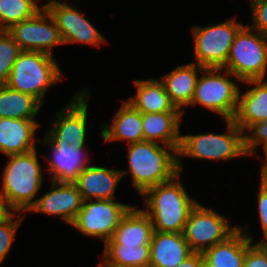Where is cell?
I'll list each match as a JSON object with an SVG mask.
<instances>
[{"label":"cell","instance_id":"cell-1","mask_svg":"<svg viewBox=\"0 0 267 267\" xmlns=\"http://www.w3.org/2000/svg\"><path fill=\"white\" fill-rule=\"evenodd\" d=\"M128 170H120L122 177L130 174L132 186L142 195L147 189L166 183L179 174L178 155L174 147L142 141L129 144Z\"/></svg>","mask_w":267,"mask_h":267},{"label":"cell","instance_id":"cell-2","mask_svg":"<svg viewBox=\"0 0 267 267\" xmlns=\"http://www.w3.org/2000/svg\"><path fill=\"white\" fill-rule=\"evenodd\" d=\"M180 175L147 189L141 195L145 198V208L141 209L150 217L153 231L182 233L191 209L198 203L189 197Z\"/></svg>","mask_w":267,"mask_h":267},{"label":"cell","instance_id":"cell-3","mask_svg":"<svg viewBox=\"0 0 267 267\" xmlns=\"http://www.w3.org/2000/svg\"><path fill=\"white\" fill-rule=\"evenodd\" d=\"M1 191L15 212H26L35 203L34 199L42 187L43 169L39 163L37 148L7 156Z\"/></svg>","mask_w":267,"mask_h":267},{"label":"cell","instance_id":"cell-4","mask_svg":"<svg viewBox=\"0 0 267 267\" xmlns=\"http://www.w3.org/2000/svg\"><path fill=\"white\" fill-rule=\"evenodd\" d=\"M63 76L53 55L21 51L5 85L12 90L32 95L43 104L50 86L57 84Z\"/></svg>","mask_w":267,"mask_h":267},{"label":"cell","instance_id":"cell-5","mask_svg":"<svg viewBox=\"0 0 267 267\" xmlns=\"http://www.w3.org/2000/svg\"><path fill=\"white\" fill-rule=\"evenodd\" d=\"M227 132L181 135L177 151L178 170L182 172V160L185 156L194 159L211 161H230L248 157L244 150V132L233 122L225 120ZM184 156V157H183Z\"/></svg>","mask_w":267,"mask_h":267},{"label":"cell","instance_id":"cell-6","mask_svg":"<svg viewBox=\"0 0 267 267\" xmlns=\"http://www.w3.org/2000/svg\"><path fill=\"white\" fill-rule=\"evenodd\" d=\"M230 71L238 82L266 79L267 36L244 25L236 34L228 60L223 67Z\"/></svg>","mask_w":267,"mask_h":267},{"label":"cell","instance_id":"cell-7","mask_svg":"<svg viewBox=\"0 0 267 267\" xmlns=\"http://www.w3.org/2000/svg\"><path fill=\"white\" fill-rule=\"evenodd\" d=\"M201 74L190 106L199 104L224 120H233L240 88L232 80L238 78L224 68H204Z\"/></svg>","mask_w":267,"mask_h":267},{"label":"cell","instance_id":"cell-8","mask_svg":"<svg viewBox=\"0 0 267 267\" xmlns=\"http://www.w3.org/2000/svg\"><path fill=\"white\" fill-rule=\"evenodd\" d=\"M243 26L236 16L210 26H192L194 63L203 68H223L234 38Z\"/></svg>","mask_w":267,"mask_h":267},{"label":"cell","instance_id":"cell-9","mask_svg":"<svg viewBox=\"0 0 267 267\" xmlns=\"http://www.w3.org/2000/svg\"><path fill=\"white\" fill-rule=\"evenodd\" d=\"M83 89L78 90L71 101L54 115L56 119L45 135L53 146L86 147L90 89Z\"/></svg>","mask_w":267,"mask_h":267},{"label":"cell","instance_id":"cell-10","mask_svg":"<svg viewBox=\"0 0 267 267\" xmlns=\"http://www.w3.org/2000/svg\"><path fill=\"white\" fill-rule=\"evenodd\" d=\"M238 226H231L228 219L199 202L191 209L182 232L193 252L203 253L206 249L224 241Z\"/></svg>","mask_w":267,"mask_h":267},{"label":"cell","instance_id":"cell-11","mask_svg":"<svg viewBox=\"0 0 267 267\" xmlns=\"http://www.w3.org/2000/svg\"><path fill=\"white\" fill-rule=\"evenodd\" d=\"M131 207L116 200H85L71 226L84 236L100 239L105 244Z\"/></svg>","mask_w":267,"mask_h":267},{"label":"cell","instance_id":"cell-12","mask_svg":"<svg viewBox=\"0 0 267 267\" xmlns=\"http://www.w3.org/2000/svg\"><path fill=\"white\" fill-rule=\"evenodd\" d=\"M7 32L21 51H37L53 55V48L64 45L57 24L45 7L32 18L13 25Z\"/></svg>","mask_w":267,"mask_h":267},{"label":"cell","instance_id":"cell-13","mask_svg":"<svg viewBox=\"0 0 267 267\" xmlns=\"http://www.w3.org/2000/svg\"><path fill=\"white\" fill-rule=\"evenodd\" d=\"M43 5L54 18L63 44L82 43L99 47L106 42L101 32L71 4L49 0Z\"/></svg>","mask_w":267,"mask_h":267},{"label":"cell","instance_id":"cell-14","mask_svg":"<svg viewBox=\"0 0 267 267\" xmlns=\"http://www.w3.org/2000/svg\"><path fill=\"white\" fill-rule=\"evenodd\" d=\"M50 189L38 197L27 211L59 216L65 223L71 225L83 203L77 186L70 182H50Z\"/></svg>","mask_w":267,"mask_h":267},{"label":"cell","instance_id":"cell-15","mask_svg":"<svg viewBox=\"0 0 267 267\" xmlns=\"http://www.w3.org/2000/svg\"><path fill=\"white\" fill-rule=\"evenodd\" d=\"M41 142L45 146L49 145L48 147L52 150L53 156H44V161H47L49 165L45 170L52 175L51 181L53 182L73 183L78 175L90 165L86 147L53 146L46 138Z\"/></svg>","mask_w":267,"mask_h":267},{"label":"cell","instance_id":"cell-16","mask_svg":"<svg viewBox=\"0 0 267 267\" xmlns=\"http://www.w3.org/2000/svg\"><path fill=\"white\" fill-rule=\"evenodd\" d=\"M121 171L89 165L73 182L85 200H114L116 187L122 179Z\"/></svg>","mask_w":267,"mask_h":267},{"label":"cell","instance_id":"cell-17","mask_svg":"<svg viewBox=\"0 0 267 267\" xmlns=\"http://www.w3.org/2000/svg\"><path fill=\"white\" fill-rule=\"evenodd\" d=\"M40 123L32 119L0 118V152L5 156L36 149V131Z\"/></svg>","mask_w":267,"mask_h":267},{"label":"cell","instance_id":"cell-18","mask_svg":"<svg viewBox=\"0 0 267 267\" xmlns=\"http://www.w3.org/2000/svg\"><path fill=\"white\" fill-rule=\"evenodd\" d=\"M243 83L253 86L245 93L239 90L233 122L245 132L252 124L267 121V80H248Z\"/></svg>","mask_w":267,"mask_h":267},{"label":"cell","instance_id":"cell-19","mask_svg":"<svg viewBox=\"0 0 267 267\" xmlns=\"http://www.w3.org/2000/svg\"><path fill=\"white\" fill-rule=\"evenodd\" d=\"M246 229L248 226H238L224 241L206 249L202 253L204 260L211 267H244L246 250L254 237Z\"/></svg>","mask_w":267,"mask_h":267},{"label":"cell","instance_id":"cell-20","mask_svg":"<svg viewBox=\"0 0 267 267\" xmlns=\"http://www.w3.org/2000/svg\"><path fill=\"white\" fill-rule=\"evenodd\" d=\"M203 69L194 62H188L173 68L160 79L171 102L183 113L185 112L184 108L191 105L199 77L198 73L201 74Z\"/></svg>","mask_w":267,"mask_h":267},{"label":"cell","instance_id":"cell-21","mask_svg":"<svg viewBox=\"0 0 267 267\" xmlns=\"http://www.w3.org/2000/svg\"><path fill=\"white\" fill-rule=\"evenodd\" d=\"M192 253L182 233L153 231L149 267H178Z\"/></svg>","mask_w":267,"mask_h":267},{"label":"cell","instance_id":"cell-22","mask_svg":"<svg viewBox=\"0 0 267 267\" xmlns=\"http://www.w3.org/2000/svg\"><path fill=\"white\" fill-rule=\"evenodd\" d=\"M101 137L105 142L126 141L133 144L144 141L142 128V113L136 110L128 101L122 102L119 110L113 117L111 125H100Z\"/></svg>","mask_w":267,"mask_h":267},{"label":"cell","instance_id":"cell-23","mask_svg":"<svg viewBox=\"0 0 267 267\" xmlns=\"http://www.w3.org/2000/svg\"><path fill=\"white\" fill-rule=\"evenodd\" d=\"M183 112L142 113L144 141L174 147L180 146V122Z\"/></svg>","mask_w":267,"mask_h":267},{"label":"cell","instance_id":"cell-24","mask_svg":"<svg viewBox=\"0 0 267 267\" xmlns=\"http://www.w3.org/2000/svg\"><path fill=\"white\" fill-rule=\"evenodd\" d=\"M152 233L150 217L141 208L133 205L121 219L112 238L105 244H124L130 247L150 244Z\"/></svg>","mask_w":267,"mask_h":267},{"label":"cell","instance_id":"cell-25","mask_svg":"<svg viewBox=\"0 0 267 267\" xmlns=\"http://www.w3.org/2000/svg\"><path fill=\"white\" fill-rule=\"evenodd\" d=\"M136 95L128 98V101L141 113L182 112L171 102L164 84L160 79L134 80Z\"/></svg>","mask_w":267,"mask_h":267},{"label":"cell","instance_id":"cell-26","mask_svg":"<svg viewBox=\"0 0 267 267\" xmlns=\"http://www.w3.org/2000/svg\"><path fill=\"white\" fill-rule=\"evenodd\" d=\"M42 103L34 96L0 85V118L35 120Z\"/></svg>","mask_w":267,"mask_h":267},{"label":"cell","instance_id":"cell-27","mask_svg":"<svg viewBox=\"0 0 267 267\" xmlns=\"http://www.w3.org/2000/svg\"><path fill=\"white\" fill-rule=\"evenodd\" d=\"M103 260L97 267H149L150 244L137 247L124 244H104Z\"/></svg>","mask_w":267,"mask_h":267},{"label":"cell","instance_id":"cell-28","mask_svg":"<svg viewBox=\"0 0 267 267\" xmlns=\"http://www.w3.org/2000/svg\"><path fill=\"white\" fill-rule=\"evenodd\" d=\"M37 2L38 0H0V29L7 31L13 25L32 18L44 7Z\"/></svg>","mask_w":267,"mask_h":267},{"label":"cell","instance_id":"cell-29","mask_svg":"<svg viewBox=\"0 0 267 267\" xmlns=\"http://www.w3.org/2000/svg\"><path fill=\"white\" fill-rule=\"evenodd\" d=\"M21 49L7 31L0 32V85L6 83Z\"/></svg>","mask_w":267,"mask_h":267},{"label":"cell","instance_id":"cell-30","mask_svg":"<svg viewBox=\"0 0 267 267\" xmlns=\"http://www.w3.org/2000/svg\"><path fill=\"white\" fill-rule=\"evenodd\" d=\"M21 212H15L11 217L0 221V264L4 261L14 242L19 225L24 220ZM17 216V217H16ZM14 217L17 218L14 220Z\"/></svg>","mask_w":267,"mask_h":267},{"label":"cell","instance_id":"cell-31","mask_svg":"<svg viewBox=\"0 0 267 267\" xmlns=\"http://www.w3.org/2000/svg\"><path fill=\"white\" fill-rule=\"evenodd\" d=\"M259 145L264 152L267 150V121L254 123L244 132V150L248 157L257 153Z\"/></svg>","mask_w":267,"mask_h":267},{"label":"cell","instance_id":"cell-32","mask_svg":"<svg viewBox=\"0 0 267 267\" xmlns=\"http://www.w3.org/2000/svg\"><path fill=\"white\" fill-rule=\"evenodd\" d=\"M244 267H267V243H252L248 247Z\"/></svg>","mask_w":267,"mask_h":267},{"label":"cell","instance_id":"cell-33","mask_svg":"<svg viewBox=\"0 0 267 267\" xmlns=\"http://www.w3.org/2000/svg\"><path fill=\"white\" fill-rule=\"evenodd\" d=\"M250 5L253 24L248 26L267 36V0H256Z\"/></svg>","mask_w":267,"mask_h":267},{"label":"cell","instance_id":"cell-34","mask_svg":"<svg viewBox=\"0 0 267 267\" xmlns=\"http://www.w3.org/2000/svg\"><path fill=\"white\" fill-rule=\"evenodd\" d=\"M260 180V187L258 191V214L263 231L264 241L261 240L259 243H267V181Z\"/></svg>","mask_w":267,"mask_h":267},{"label":"cell","instance_id":"cell-35","mask_svg":"<svg viewBox=\"0 0 267 267\" xmlns=\"http://www.w3.org/2000/svg\"><path fill=\"white\" fill-rule=\"evenodd\" d=\"M204 261L201 252H193L178 267H202Z\"/></svg>","mask_w":267,"mask_h":267},{"label":"cell","instance_id":"cell-36","mask_svg":"<svg viewBox=\"0 0 267 267\" xmlns=\"http://www.w3.org/2000/svg\"><path fill=\"white\" fill-rule=\"evenodd\" d=\"M15 213V210L9 205L6 196L0 192V221H3L11 217Z\"/></svg>","mask_w":267,"mask_h":267},{"label":"cell","instance_id":"cell-37","mask_svg":"<svg viewBox=\"0 0 267 267\" xmlns=\"http://www.w3.org/2000/svg\"><path fill=\"white\" fill-rule=\"evenodd\" d=\"M265 156L263 157L265 160H263V158L261 159L263 161L262 163V167L260 168V178L262 180L267 181V150L264 152Z\"/></svg>","mask_w":267,"mask_h":267},{"label":"cell","instance_id":"cell-38","mask_svg":"<svg viewBox=\"0 0 267 267\" xmlns=\"http://www.w3.org/2000/svg\"><path fill=\"white\" fill-rule=\"evenodd\" d=\"M202 267H211L205 260L203 261Z\"/></svg>","mask_w":267,"mask_h":267},{"label":"cell","instance_id":"cell-39","mask_svg":"<svg viewBox=\"0 0 267 267\" xmlns=\"http://www.w3.org/2000/svg\"><path fill=\"white\" fill-rule=\"evenodd\" d=\"M254 1H256V0H249V3L251 4V3L254 2Z\"/></svg>","mask_w":267,"mask_h":267}]
</instances>
